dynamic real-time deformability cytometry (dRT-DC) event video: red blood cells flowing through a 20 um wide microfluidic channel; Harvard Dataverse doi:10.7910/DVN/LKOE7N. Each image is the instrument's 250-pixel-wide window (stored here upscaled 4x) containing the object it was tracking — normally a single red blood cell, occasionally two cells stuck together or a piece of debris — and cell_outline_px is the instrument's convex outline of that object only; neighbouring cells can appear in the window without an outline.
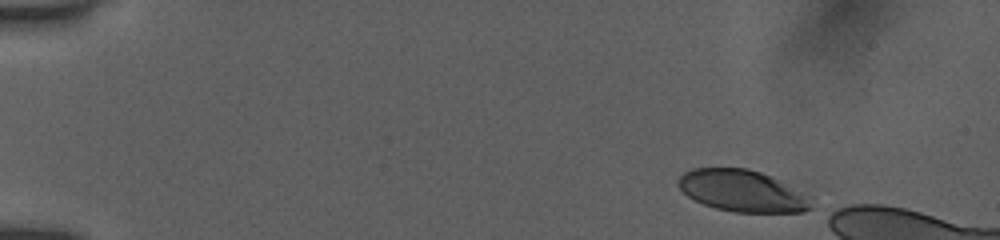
{"species": "human", "species_latin": "Homo sapiens", "temperature_condition": "room temperature", "stored_images_in_passage": 10, "camera_frame_rate_fps": 3000, "um_per_image_px": 0.085, "donor": {"sex": "female"}, "frame": {"image": 1, "passage_image": 1, "time_ms": 0.0, "image_size_px": [1000, 240], "cell_outline_px": [[812, 208], [800, 212], [736, 212], [716, 208], [704, 204], [688, 196], [676, 184], [676, 180], [684, 172], [692, 168], [748, 168], [772, 176], [812, 196]], "centroid_in_image_um": [63.12, 16.22], "position_along_channel_um": 21.9, "area_um2": 32.48}}